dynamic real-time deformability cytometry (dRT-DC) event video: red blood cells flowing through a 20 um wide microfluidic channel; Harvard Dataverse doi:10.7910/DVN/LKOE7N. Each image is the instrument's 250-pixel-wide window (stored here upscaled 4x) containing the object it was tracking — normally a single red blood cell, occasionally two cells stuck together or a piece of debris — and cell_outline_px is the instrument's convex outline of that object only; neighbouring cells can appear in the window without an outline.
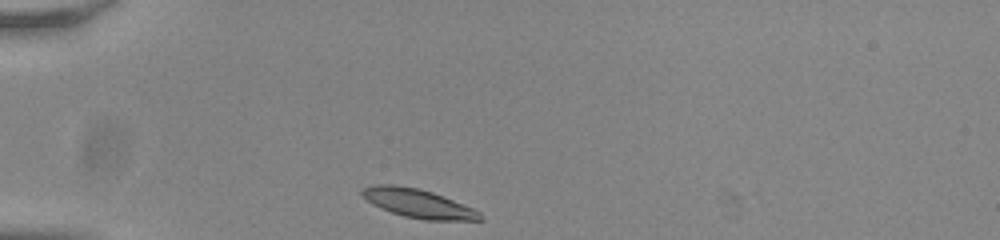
{"species": "common noctule bat (a hibernating species)", "species_latin": "Nyctalus noctula", "temperature_condition": "room temperature", "stored_images_in_passage": 2, "camera_frame_rate_fps": 3000, "um_per_image_px": 0.085, "animal": {"sex": "male", "body_mass_g": 20.0, "forearm_length_mm": 53.3}, "frame": {"image": 1, "passage_image": 1, "time_ms": 0.0, "image_size_px": [1000, 240], "cell_outline_px": [[484, 220], [424, 220], [404, 216], [380, 208], [372, 204], [360, 192], [364, 188], [376, 184], [392, 184], [416, 188], [432, 192], [472, 208], [480, 212], [484, 216]], "centroid_in_image_um": [35.56, 17.3], "position_along_channel_um": 49.4, "area_um2": 19.48}}